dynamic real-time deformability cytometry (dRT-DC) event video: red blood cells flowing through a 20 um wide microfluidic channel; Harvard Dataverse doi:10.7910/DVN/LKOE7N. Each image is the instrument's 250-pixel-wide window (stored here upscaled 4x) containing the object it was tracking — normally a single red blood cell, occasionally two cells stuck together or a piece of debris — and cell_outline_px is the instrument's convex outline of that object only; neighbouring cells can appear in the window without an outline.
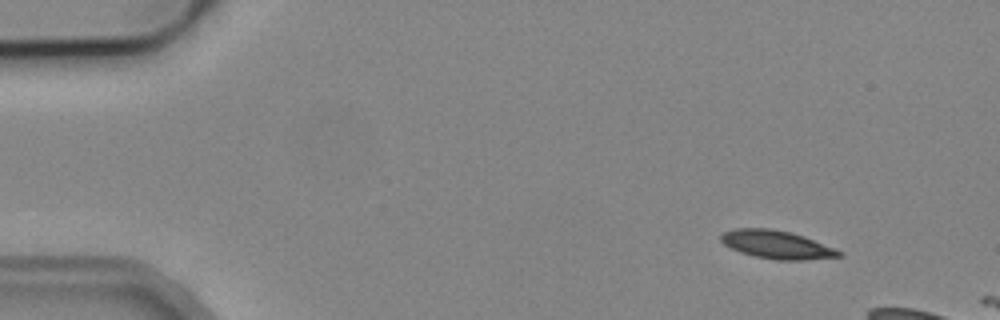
{"species": "common noctule bat (a hibernating species)", "species_latin": "Nyctalus noctula", "temperature_condition": "cold", "stored_images_in_passage": 5, "camera_frame_rate_fps": 3000, "um_per_image_px": 0.085, "animal": {"sex": "male", "body_mass_g": 19.2, "forearm_length_mm": 51.8}, "frame": {"image": 1, "passage_image": 1, "time_ms": 0.0, "image_size_px": [1000, 320], "cell_outline_px": [[844, 256], [804, 260], [776, 260], [756, 256], [740, 252], [724, 244], [720, 240], [720, 236], [724, 232], [736, 228], [772, 228], [792, 232], [804, 236], [844, 252]], "centroid_in_image_um": [66.05, 20.79], "position_along_channel_um": 18.9, "area_um2": 19.42}}